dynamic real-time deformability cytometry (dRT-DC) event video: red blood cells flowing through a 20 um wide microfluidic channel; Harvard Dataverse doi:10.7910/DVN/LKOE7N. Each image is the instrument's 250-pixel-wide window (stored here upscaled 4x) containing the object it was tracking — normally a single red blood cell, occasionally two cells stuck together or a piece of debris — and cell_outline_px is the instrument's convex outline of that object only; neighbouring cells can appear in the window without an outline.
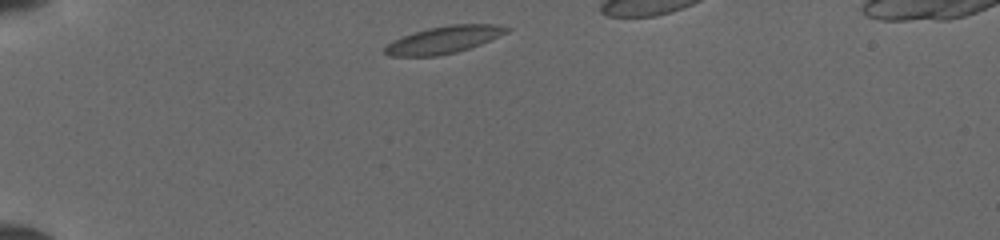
{"species": "common noctule bat (a hibernating species)", "species_latin": "Nyctalus noctula", "temperature_condition": "cold", "stored_images_in_passage": 33, "camera_frame_rate_fps": 3000, "um_per_image_px": 0.085, "animal": {"sex": "female", "body_mass_g": 19.5, "forearm_length_mm": 54.1}, "frame": {"image": 1, "passage_image": 2, "time_ms": 0.333, "image_size_px": [1000, 240], "cell_outline_px": [[512, 28], [508, 32], [480, 44], [456, 52], [436, 56], [392, 56], [384, 52], [384, 48], [392, 40], [428, 28], [448, 24], [500, 24]], "centroid_in_image_um": [37.76, 3.36], "position_along_channel_um": 47.2, "area_um2": 19.19}}
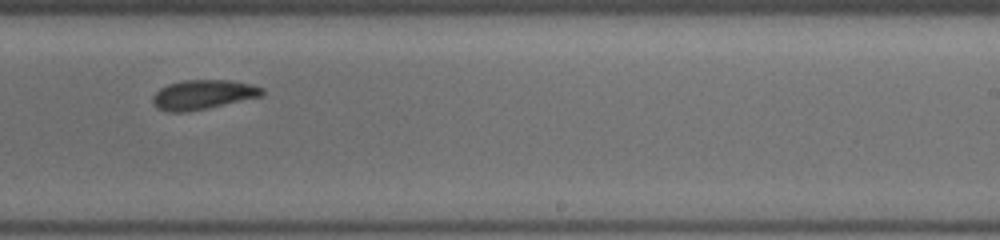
{"frame": {"image": 2, "passage_image": 21, "time_ms": 6.667, "image_size_px": [1000, 240], "cell_outline_px": [[264, 96], [184, 112], [168, 112], [156, 108], [152, 104], [152, 96], [160, 88], [168, 84], [180, 80], [228, 80], [248, 84], [264, 88]], "centroid_in_image_um": [17.21, 8.04], "position_along_channel_um": 271.8, "area_um2": 18.73}}
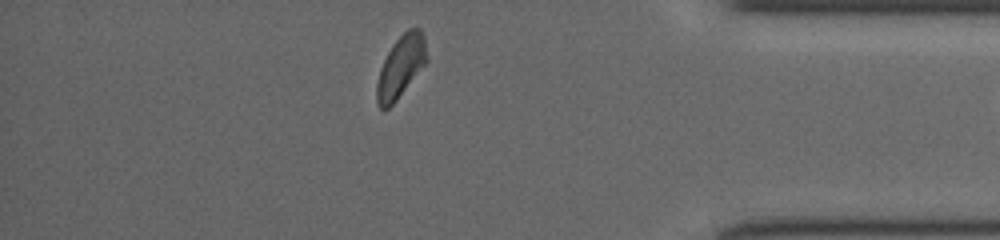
{"frame": {"image": 3, "passage_image": 32, "time_ms": 10.333, "image_size_px": [1000, 240], "cell_outline_px": [[428, 60], [396, 100], [384, 112], [380, 108], [376, 100], [376, 84], [380, 68], [392, 44], [408, 28], [420, 28], [424, 36], [428, 56]], "centroid_in_image_um": [34.06, 5.66], "position_along_channel_um": 401.1, "area_um2": 17.98}}